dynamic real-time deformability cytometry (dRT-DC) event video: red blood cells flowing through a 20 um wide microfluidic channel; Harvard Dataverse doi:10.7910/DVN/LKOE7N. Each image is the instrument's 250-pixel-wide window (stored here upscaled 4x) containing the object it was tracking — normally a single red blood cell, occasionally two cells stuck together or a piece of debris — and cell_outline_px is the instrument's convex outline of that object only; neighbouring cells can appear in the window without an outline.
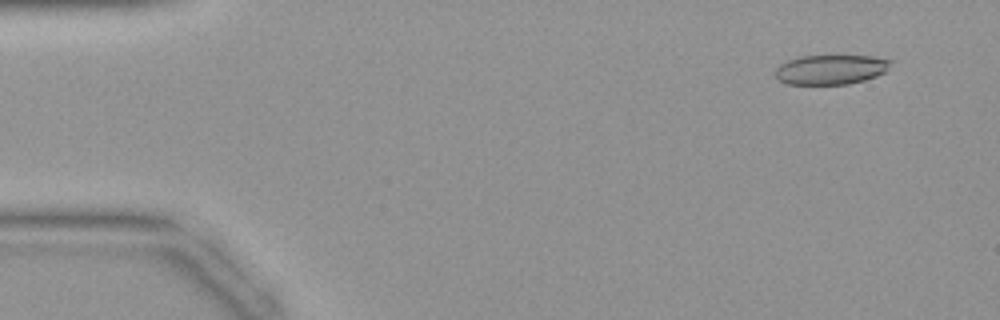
{"species": "common noctule bat (a hibernating species)", "species_latin": "Nyctalus noctula", "temperature_condition": "warm", "stored_images_in_passage": 43, "camera_frame_rate_fps": 3000, "um_per_image_px": 0.085, "animal": {"sex": "female", "body_mass_g": 19.9}, "frame": {"image": 1, "passage_image": 3, "time_ms": 0.667, "image_size_px": [1000, 320], "cell_outline_px": [[892, 60], [884, 72], [876, 76], [864, 80], [848, 84], [788, 84], [776, 80], [776, 68], [780, 64], [796, 56], [872, 56]], "centroid_in_image_um": [70.57, 5.91], "position_along_channel_um": 14.4, "area_um2": 19.88}}
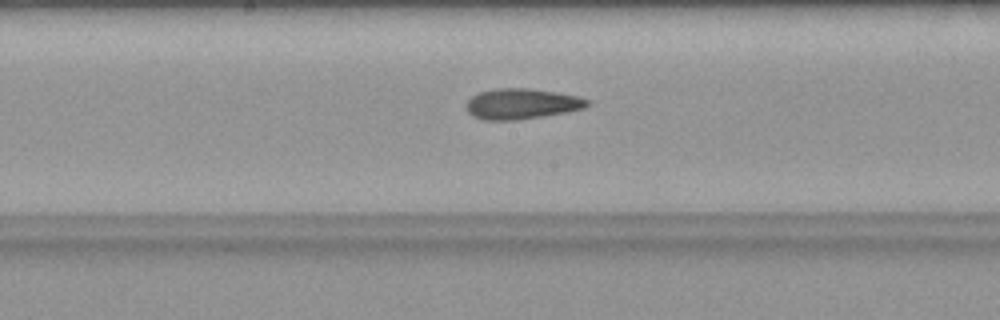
{"frame": {"image": 2, "passage_image": 22, "time_ms": 7.0, "image_size_px": [1000, 320], "cell_outline_px": [[592, 104], [584, 108], [568, 112], [544, 116], [516, 120], [484, 120], [472, 116], [468, 112], [464, 104], [472, 96], [480, 92], [496, 88], [528, 88], [556, 92], [580, 96], [592, 100]], "centroid_in_image_um": [44.38, 8.82], "position_along_channel_um": 203.8, "area_um2": 21.91}}
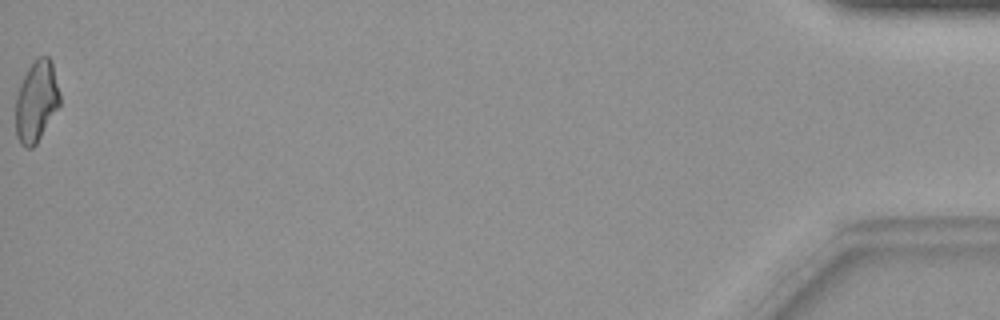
{"frame": {"image": 3, "passage_image": 43, "time_ms": 14.0, "image_size_px": [1000, 320], "cell_outline_px": [[60, 104], [36, 144], [32, 148], [24, 148], [20, 144], [16, 136], [16, 96], [20, 84], [28, 68], [36, 56], [48, 56], [52, 60], [60, 92]], "centroid_in_image_um": [3.1, 8.59], "position_along_channel_um": 432.1, "area_um2": 21.04}}